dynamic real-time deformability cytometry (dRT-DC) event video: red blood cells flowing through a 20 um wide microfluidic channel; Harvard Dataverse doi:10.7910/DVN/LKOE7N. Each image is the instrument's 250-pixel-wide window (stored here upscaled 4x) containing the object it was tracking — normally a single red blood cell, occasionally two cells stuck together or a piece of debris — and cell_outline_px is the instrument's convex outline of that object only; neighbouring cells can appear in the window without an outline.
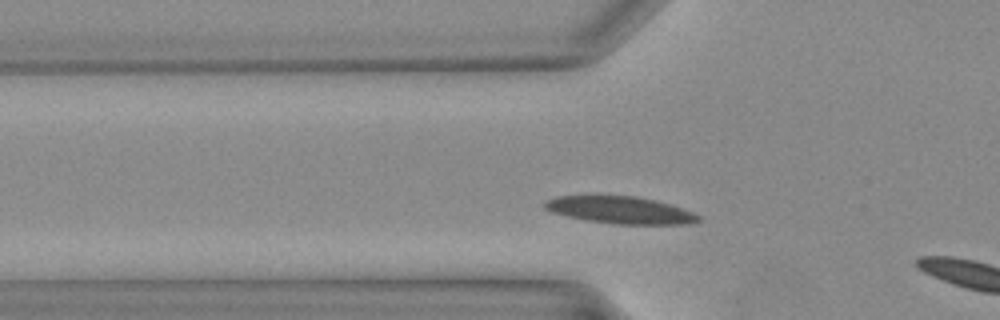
{"species": "Egyptian fruit bat (a non-hibernating species)", "species_latin": "Rousettus aegyptiacus", "temperature_condition": "warm", "stored_images_in_passage": 7, "camera_frame_rate_fps": 3000, "um_per_image_px": 0.085, "animal": {"sex": "female"}, "frame": {"image": 1, "passage_image": 5, "time_ms": 1.333, "image_size_px": [1000, 320], "cell_outline_px": [[704, 220], [688, 224], [612, 224], [584, 220], [552, 212], [544, 208], [544, 200], [556, 196], [588, 192], [592, 192], [636, 196], [668, 204], [692, 212], [700, 216]], "centroid_in_image_um": [52.6, 17.8], "position_along_channel_um": 73.2, "area_um2": 25.43}}